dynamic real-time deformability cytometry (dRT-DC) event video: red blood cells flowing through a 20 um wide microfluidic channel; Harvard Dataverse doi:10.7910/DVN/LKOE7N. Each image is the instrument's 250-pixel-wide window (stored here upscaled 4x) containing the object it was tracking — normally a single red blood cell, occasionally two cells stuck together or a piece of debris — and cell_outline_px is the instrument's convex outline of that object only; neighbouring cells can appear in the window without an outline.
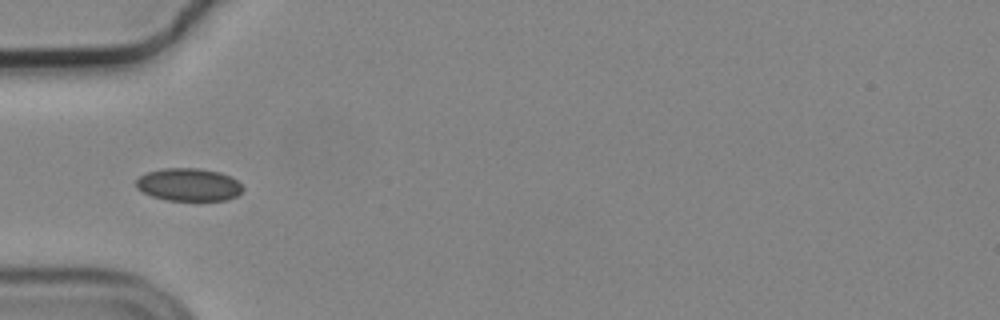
{"species": "common noctule bat (a hibernating species)", "species_latin": "Nyctalus noctula", "temperature_condition": "cold", "stored_images_in_passage": 3, "camera_frame_rate_fps": 3000, "um_per_image_px": 0.085, "animal": {"sex": "male", "body_mass_g": 19.2, "forearm_length_mm": 51.8}, "frame": {"image": 1, "passage_image": 1, "time_ms": 0.0, "image_size_px": [1000, 320], "cell_outline_px": [[244, 188], [236, 196], [228, 200], [164, 200], [152, 196], [136, 188], [136, 180], [140, 176], [148, 172], [164, 168], [200, 168], [220, 172], [236, 180]], "centroid_in_image_um": [16.03, 15.69], "position_along_channel_um": 69.0, "area_um2": 20.29}}